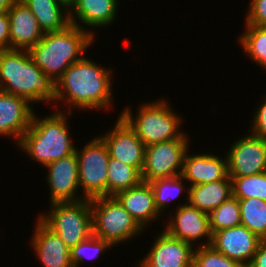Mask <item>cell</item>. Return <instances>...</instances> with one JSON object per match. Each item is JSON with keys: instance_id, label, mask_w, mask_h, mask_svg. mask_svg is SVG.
<instances>
[{"instance_id": "9a60e30c", "label": "cell", "mask_w": 266, "mask_h": 267, "mask_svg": "<svg viewBox=\"0 0 266 267\" xmlns=\"http://www.w3.org/2000/svg\"><path fill=\"white\" fill-rule=\"evenodd\" d=\"M193 246L163 230L146 257L139 261L140 267H193Z\"/></svg>"}, {"instance_id": "7402d4cb", "label": "cell", "mask_w": 266, "mask_h": 267, "mask_svg": "<svg viewBox=\"0 0 266 267\" xmlns=\"http://www.w3.org/2000/svg\"><path fill=\"white\" fill-rule=\"evenodd\" d=\"M186 200L191 206L210 214L224 201L232 197L231 179H223L211 183L189 186Z\"/></svg>"}, {"instance_id": "6da1fadb", "label": "cell", "mask_w": 266, "mask_h": 267, "mask_svg": "<svg viewBox=\"0 0 266 267\" xmlns=\"http://www.w3.org/2000/svg\"><path fill=\"white\" fill-rule=\"evenodd\" d=\"M96 64L85 56L71 64L55 82L56 104L66 101L70 104L69 113H72L73 106L80 110L110 109L113 97L112 70Z\"/></svg>"}, {"instance_id": "7c38bea8", "label": "cell", "mask_w": 266, "mask_h": 267, "mask_svg": "<svg viewBox=\"0 0 266 267\" xmlns=\"http://www.w3.org/2000/svg\"><path fill=\"white\" fill-rule=\"evenodd\" d=\"M175 216L170 217V221L164 227L170 236L183 240L186 243L193 244L202 238L205 239V243H201L200 246L211 245L212 232L210 229L209 214L198 210L191 206L189 203L180 204L176 207ZM201 238V239H200Z\"/></svg>"}, {"instance_id": "484cf974", "label": "cell", "mask_w": 266, "mask_h": 267, "mask_svg": "<svg viewBox=\"0 0 266 267\" xmlns=\"http://www.w3.org/2000/svg\"><path fill=\"white\" fill-rule=\"evenodd\" d=\"M239 43L255 64L266 69V26L246 25Z\"/></svg>"}, {"instance_id": "52a82bcc", "label": "cell", "mask_w": 266, "mask_h": 267, "mask_svg": "<svg viewBox=\"0 0 266 267\" xmlns=\"http://www.w3.org/2000/svg\"><path fill=\"white\" fill-rule=\"evenodd\" d=\"M93 235L108 241L113 247L143 231L114 196L90 199Z\"/></svg>"}, {"instance_id": "d590c367", "label": "cell", "mask_w": 266, "mask_h": 267, "mask_svg": "<svg viewBox=\"0 0 266 267\" xmlns=\"http://www.w3.org/2000/svg\"><path fill=\"white\" fill-rule=\"evenodd\" d=\"M15 0H0V13L7 12Z\"/></svg>"}, {"instance_id": "8fae6325", "label": "cell", "mask_w": 266, "mask_h": 267, "mask_svg": "<svg viewBox=\"0 0 266 267\" xmlns=\"http://www.w3.org/2000/svg\"><path fill=\"white\" fill-rule=\"evenodd\" d=\"M45 168L48 169L46 180L50 187V204L55 202H76L85 199L82 196H77L80 186L76 153L50 162Z\"/></svg>"}, {"instance_id": "e0dca14e", "label": "cell", "mask_w": 266, "mask_h": 267, "mask_svg": "<svg viewBox=\"0 0 266 267\" xmlns=\"http://www.w3.org/2000/svg\"><path fill=\"white\" fill-rule=\"evenodd\" d=\"M29 102L0 90V135L16 138V145L29 129L34 109Z\"/></svg>"}, {"instance_id": "83f0119b", "label": "cell", "mask_w": 266, "mask_h": 267, "mask_svg": "<svg viewBox=\"0 0 266 267\" xmlns=\"http://www.w3.org/2000/svg\"><path fill=\"white\" fill-rule=\"evenodd\" d=\"M232 196L237 199L257 198L266 201V172L245 177H230Z\"/></svg>"}, {"instance_id": "1f68e13d", "label": "cell", "mask_w": 266, "mask_h": 267, "mask_svg": "<svg viewBox=\"0 0 266 267\" xmlns=\"http://www.w3.org/2000/svg\"><path fill=\"white\" fill-rule=\"evenodd\" d=\"M245 25L266 26V0H251Z\"/></svg>"}, {"instance_id": "44dd1931", "label": "cell", "mask_w": 266, "mask_h": 267, "mask_svg": "<svg viewBox=\"0 0 266 267\" xmlns=\"http://www.w3.org/2000/svg\"><path fill=\"white\" fill-rule=\"evenodd\" d=\"M118 4L117 0H74L69 6L70 23L82 29L80 24L89 28L108 26L116 20Z\"/></svg>"}, {"instance_id": "cb8c5ba5", "label": "cell", "mask_w": 266, "mask_h": 267, "mask_svg": "<svg viewBox=\"0 0 266 267\" xmlns=\"http://www.w3.org/2000/svg\"><path fill=\"white\" fill-rule=\"evenodd\" d=\"M142 182L141 172L131 165L109 158L107 174V196L135 187Z\"/></svg>"}, {"instance_id": "d4e9b609", "label": "cell", "mask_w": 266, "mask_h": 267, "mask_svg": "<svg viewBox=\"0 0 266 267\" xmlns=\"http://www.w3.org/2000/svg\"><path fill=\"white\" fill-rule=\"evenodd\" d=\"M238 200L241 225L247 227L261 240L266 239V201L257 198Z\"/></svg>"}, {"instance_id": "30bf717a", "label": "cell", "mask_w": 266, "mask_h": 267, "mask_svg": "<svg viewBox=\"0 0 266 267\" xmlns=\"http://www.w3.org/2000/svg\"><path fill=\"white\" fill-rule=\"evenodd\" d=\"M230 147L225 154L229 177H245L266 172V139L249 132Z\"/></svg>"}, {"instance_id": "d6986e66", "label": "cell", "mask_w": 266, "mask_h": 267, "mask_svg": "<svg viewBox=\"0 0 266 267\" xmlns=\"http://www.w3.org/2000/svg\"><path fill=\"white\" fill-rule=\"evenodd\" d=\"M186 152L181 176L189 181L190 186L230 179L228 175L227 158L213 154H193Z\"/></svg>"}, {"instance_id": "5bb4252c", "label": "cell", "mask_w": 266, "mask_h": 267, "mask_svg": "<svg viewBox=\"0 0 266 267\" xmlns=\"http://www.w3.org/2000/svg\"><path fill=\"white\" fill-rule=\"evenodd\" d=\"M261 239L244 225L224 228L212 234L211 246L243 267H248Z\"/></svg>"}, {"instance_id": "7a4b0ae2", "label": "cell", "mask_w": 266, "mask_h": 267, "mask_svg": "<svg viewBox=\"0 0 266 267\" xmlns=\"http://www.w3.org/2000/svg\"><path fill=\"white\" fill-rule=\"evenodd\" d=\"M95 36L93 30L70 24L60 31L45 32L28 52L44 74L56 82L71 64L84 57L83 52L91 46Z\"/></svg>"}, {"instance_id": "d6a6232c", "label": "cell", "mask_w": 266, "mask_h": 267, "mask_svg": "<svg viewBox=\"0 0 266 267\" xmlns=\"http://www.w3.org/2000/svg\"><path fill=\"white\" fill-rule=\"evenodd\" d=\"M257 107L254 113L253 121H251L250 132L252 135L266 139V96Z\"/></svg>"}, {"instance_id": "ac0fdd59", "label": "cell", "mask_w": 266, "mask_h": 267, "mask_svg": "<svg viewBox=\"0 0 266 267\" xmlns=\"http://www.w3.org/2000/svg\"><path fill=\"white\" fill-rule=\"evenodd\" d=\"M31 245L44 267H73L71 251L60 237L39 218L35 222Z\"/></svg>"}, {"instance_id": "603a6c76", "label": "cell", "mask_w": 266, "mask_h": 267, "mask_svg": "<svg viewBox=\"0 0 266 267\" xmlns=\"http://www.w3.org/2000/svg\"><path fill=\"white\" fill-rule=\"evenodd\" d=\"M34 14L43 32L60 31L69 26V6L62 0H21Z\"/></svg>"}, {"instance_id": "8d00e7d4", "label": "cell", "mask_w": 266, "mask_h": 267, "mask_svg": "<svg viewBox=\"0 0 266 267\" xmlns=\"http://www.w3.org/2000/svg\"><path fill=\"white\" fill-rule=\"evenodd\" d=\"M63 2H65L68 6H70V4L74 1V0H62Z\"/></svg>"}, {"instance_id": "2e32d148", "label": "cell", "mask_w": 266, "mask_h": 267, "mask_svg": "<svg viewBox=\"0 0 266 267\" xmlns=\"http://www.w3.org/2000/svg\"><path fill=\"white\" fill-rule=\"evenodd\" d=\"M7 13L10 49L29 50L42 39L44 32L23 1L15 0Z\"/></svg>"}, {"instance_id": "e575fe53", "label": "cell", "mask_w": 266, "mask_h": 267, "mask_svg": "<svg viewBox=\"0 0 266 267\" xmlns=\"http://www.w3.org/2000/svg\"><path fill=\"white\" fill-rule=\"evenodd\" d=\"M248 267H266V239L261 240Z\"/></svg>"}, {"instance_id": "f1b7e54d", "label": "cell", "mask_w": 266, "mask_h": 267, "mask_svg": "<svg viewBox=\"0 0 266 267\" xmlns=\"http://www.w3.org/2000/svg\"><path fill=\"white\" fill-rule=\"evenodd\" d=\"M183 177L175 176L171 178H159L152 180L150 183L155 197V205L160 213L167 209L171 200L179 198L181 192L187 187L183 185Z\"/></svg>"}, {"instance_id": "836d02e7", "label": "cell", "mask_w": 266, "mask_h": 267, "mask_svg": "<svg viewBox=\"0 0 266 267\" xmlns=\"http://www.w3.org/2000/svg\"><path fill=\"white\" fill-rule=\"evenodd\" d=\"M10 50L8 13H0V51Z\"/></svg>"}, {"instance_id": "ffe728a7", "label": "cell", "mask_w": 266, "mask_h": 267, "mask_svg": "<svg viewBox=\"0 0 266 267\" xmlns=\"http://www.w3.org/2000/svg\"><path fill=\"white\" fill-rule=\"evenodd\" d=\"M114 197L143 229L162 215L155 205L149 182L142 181L135 187L118 192Z\"/></svg>"}, {"instance_id": "ba28073f", "label": "cell", "mask_w": 266, "mask_h": 267, "mask_svg": "<svg viewBox=\"0 0 266 267\" xmlns=\"http://www.w3.org/2000/svg\"><path fill=\"white\" fill-rule=\"evenodd\" d=\"M78 158L79 186L85 199L107 196V174L109 151L100 136L88 142L80 151H75Z\"/></svg>"}, {"instance_id": "4316f807", "label": "cell", "mask_w": 266, "mask_h": 267, "mask_svg": "<svg viewBox=\"0 0 266 267\" xmlns=\"http://www.w3.org/2000/svg\"><path fill=\"white\" fill-rule=\"evenodd\" d=\"M212 234L224 228L241 225L239 200L234 196L224 201L209 214Z\"/></svg>"}, {"instance_id": "5b68a950", "label": "cell", "mask_w": 266, "mask_h": 267, "mask_svg": "<svg viewBox=\"0 0 266 267\" xmlns=\"http://www.w3.org/2000/svg\"><path fill=\"white\" fill-rule=\"evenodd\" d=\"M161 99L141 103L142 106L138 107L135 118L130 107L123 108L124 111H121L120 116L135 131L145 146L178 138H188V134L180 130L181 116L170 108L166 99Z\"/></svg>"}, {"instance_id": "9c48e42d", "label": "cell", "mask_w": 266, "mask_h": 267, "mask_svg": "<svg viewBox=\"0 0 266 267\" xmlns=\"http://www.w3.org/2000/svg\"><path fill=\"white\" fill-rule=\"evenodd\" d=\"M188 138H178L145 146L141 170L143 182L181 176L184 157L189 149Z\"/></svg>"}, {"instance_id": "277c9868", "label": "cell", "mask_w": 266, "mask_h": 267, "mask_svg": "<svg viewBox=\"0 0 266 267\" xmlns=\"http://www.w3.org/2000/svg\"><path fill=\"white\" fill-rule=\"evenodd\" d=\"M63 112L57 110L44 118H39L34 112L29 129L17 145L44 167L76 151L67 125V117L72 113Z\"/></svg>"}, {"instance_id": "4fadbf2b", "label": "cell", "mask_w": 266, "mask_h": 267, "mask_svg": "<svg viewBox=\"0 0 266 267\" xmlns=\"http://www.w3.org/2000/svg\"><path fill=\"white\" fill-rule=\"evenodd\" d=\"M113 129L100 137L107 145L111 158L136 167L140 172L144 163L145 145L135 131L119 115Z\"/></svg>"}, {"instance_id": "4dcf8cb0", "label": "cell", "mask_w": 266, "mask_h": 267, "mask_svg": "<svg viewBox=\"0 0 266 267\" xmlns=\"http://www.w3.org/2000/svg\"><path fill=\"white\" fill-rule=\"evenodd\" d=\"M113 247L108 241L98 238L95 235H91L86 240L82 241L75 247H73L70 251L71 253V262L73 267H79L82 262H84V258L87 256L90 258H98L100 254L103 255V251L110 249ZM91 251V254H88Z\"/></svg>"}, {"instance_id": "3957f363", "label": "cell", "mask_w": 266, "mask_h": 267, "mask_svg": "<svg viewBox=\"0 0 266 267\" xmlns=\"http://www.w3.org/2000/svg\"><path fill=\"white\" fill-rule=\"evenodd\" d=\"M0 90L32 102L55 103V82L34 63L28 50L0 51Z\"/></svg>"}, {"instance_id": "f546056e", "label": "cell", "mask_w": 266, "mask_h": 267, "mask_svg": "<svg viewBox=\"0 0 266 267\" xmlns=\"http://www.w3.org/2000/svg\"><path fill=\"white\" fill-rule=\"evenodd\" d=\"M195 247L193 252V267H243L226 255L217 251L211 245Z\"/></svg>"}, {"instance_id": "8992f818", "label": "cell", "mask_w": 266, "mask_h": 267, "mask_svg": "<svg viewBox=\"0 0 266 267\" xmlns=\"http://www.w3.org/2000/svg\"><path fill=\"white\" fill-rule=\"evenodd\" d=\"M71 250L93 234L90 199L51 203L47 214L38 217Z\"/></svg>"}]
</instances>
